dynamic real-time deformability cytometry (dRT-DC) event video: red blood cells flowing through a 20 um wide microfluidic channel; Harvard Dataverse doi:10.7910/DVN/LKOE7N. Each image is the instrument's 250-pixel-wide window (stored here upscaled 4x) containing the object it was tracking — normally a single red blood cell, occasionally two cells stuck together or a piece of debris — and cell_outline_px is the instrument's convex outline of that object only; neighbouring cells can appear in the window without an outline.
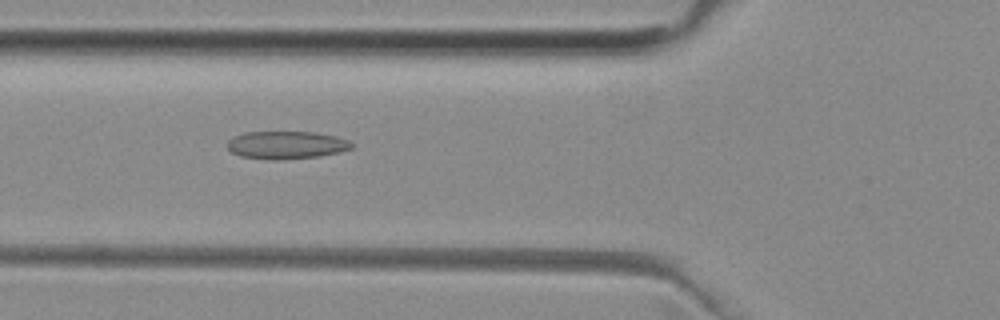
{"species": "common noctule bat (a hibernating species)", "species_latin": "Nyctalus noctula", "temperature_condition": "room temperature", "stored_images_in_passage": 50, "camera_frame_rate_fps": 3000, "um_per_image_px": 0.085, "animal": {"sex": "female", "body_mass_g": 29.2, "forearm_length_mm": 56.3}, "frame": {"image": 1, "passage_image": 19, "time_ms": 6.0, "image_size_px": [1000, 320], "cell_outline_px": [[352, 148], [340, 152], [320, 156], [284, 160], [268, 160], [240, 156], [232, 152], [228, 148], [228, 140], [232, 136], [244, 132], [312, 132], [336, 136], [348, 140], [352, 144]], "centroid_in_image_um": [24.32, 12.33], "position_along_channel_um": 101.5, "area_um2": 20.29}}
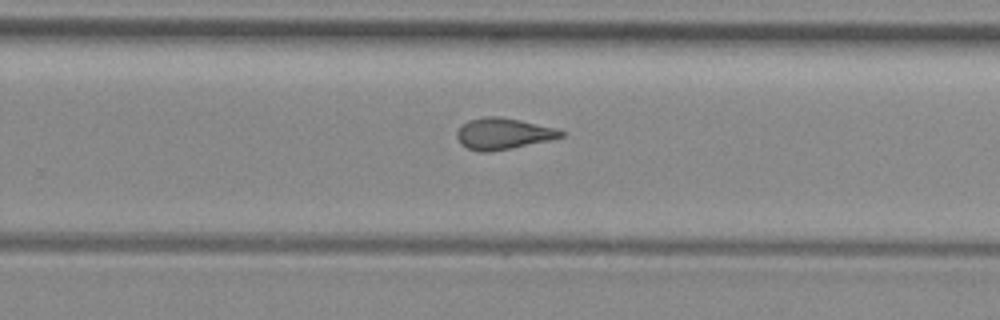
{"frame": {"image": 2, "passage_image": 33, "time_ms": 10.667, "image_size_px": [1000, 320], "cell_outline_px": [[564, 136], [548, 140], [512, 148], [488, 152], [480, 152], [468, 148], [460, 144], [456, 136], [456, 132], [468, 120], [484, 116], [500, 116], [520, 120], [556, 128], [564, 132]], "centroid_in_image_um": [42.74, 11.36], "position_along_channel_um": 287.1, "area_um2": 18.9}}
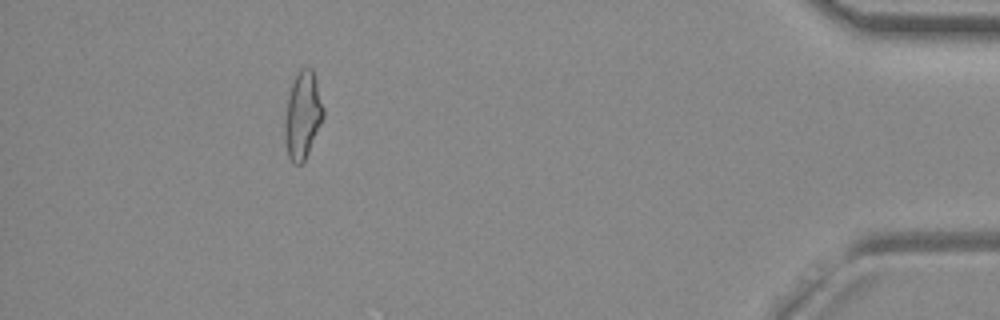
{"frame": {"image": 3, "passage_image": 47, "time_ms": 15.333, "image_size_px": [1000, 320], "cell_outline_px": [[324, 116], [308, 152], [304, 160], [300, 164], [292, 164], [288, 156], [284, 140], [284, 120], [288, 96], [292, 84], [300, 68], [312, 68], [316, 80], [324, 108]], "centroid_in_image_um": [25.71, 9.81], "position_along_channel_um": 409.5, "area_um2": 19.48}, "authors_computed_cell_mechanics": {"area_um2": 19.4208, "velocity_mm_per_s": 3.9753, "shape_relaxation_time_tau1_ms": null, "shape_relaxation_time_tau2_ms": 2.2297, "deformation_change_tau1": null, "deformation_change_tau2": 0.1112}}